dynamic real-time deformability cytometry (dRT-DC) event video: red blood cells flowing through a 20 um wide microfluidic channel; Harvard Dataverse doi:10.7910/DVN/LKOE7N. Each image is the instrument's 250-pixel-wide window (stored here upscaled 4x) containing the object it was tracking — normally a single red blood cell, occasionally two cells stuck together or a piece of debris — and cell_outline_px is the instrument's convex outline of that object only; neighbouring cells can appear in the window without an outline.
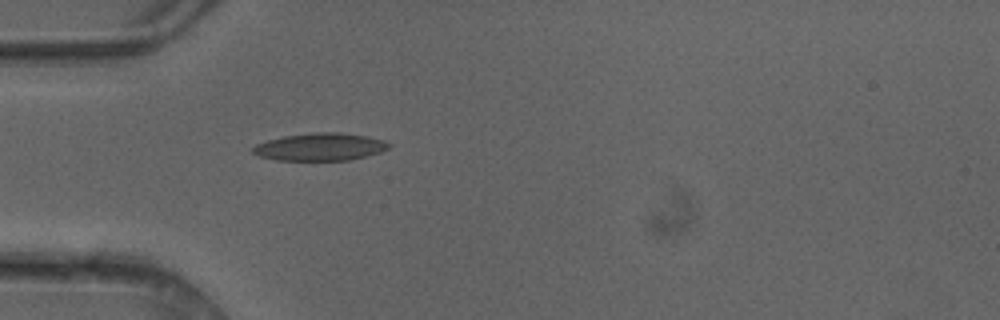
{"species": "common noctule bat (a hibernating species)", "species_latin": "Nyctalus noctula", "temperature_condition": "cold", "stored_images_in_passage": 5, "camera_frame_rate_fps": 3000, "um_per_image_px": 0.085, "animal": {"sex": "female"}, "frame": {"image": 1, "passage_image": 5, "time_ms": 1.333, "image_size_px": [1000, 320], "cell_outline_px": [[392, 144], [388, 148], [380, 152], [348, 160], [276, 160], [260, 156], [252, 152], [252, 148], [256, 144], [268, 140], [284, 136], [312, 132], [340, 132], [368, 136], [384, 140]], "centroid_in_image_um": [27.22, 12.47], "position_along_channel_um": 57.8, "area_um2": 21.79}}